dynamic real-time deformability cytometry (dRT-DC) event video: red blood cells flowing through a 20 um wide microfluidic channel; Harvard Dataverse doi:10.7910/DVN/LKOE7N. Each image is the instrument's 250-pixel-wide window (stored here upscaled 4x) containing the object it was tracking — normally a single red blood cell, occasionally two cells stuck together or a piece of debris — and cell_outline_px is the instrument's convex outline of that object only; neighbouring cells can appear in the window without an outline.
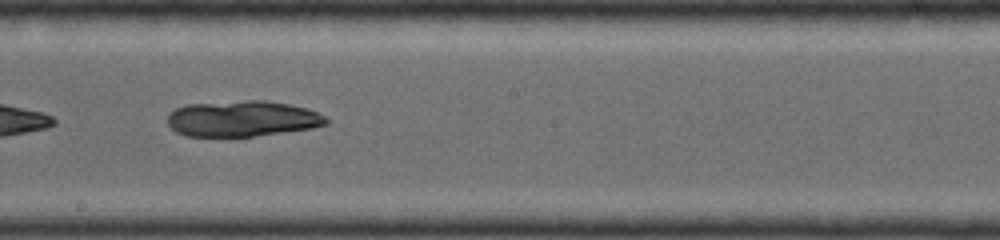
{"species": "common noctule bat (a hibernating species)", "species_latin": "Nyctalus noctula", "temperature_condition": "room temperature", "stored_images_in_passage": 17, "camera_frame_rate_fps": 4000, "um_per_image_px": 0.085, "animal": {"sex": "female", "body_mass_g": 19.0, "forearm_length_mm": 56.7}, "frame": {"image": 1, "passage_image": 8, "time_ms": 4.5, "image_size_px": [1000, 240], "cell_outline_px": [[328, 124], [312, 128], [252, 136], [184, 136], [176, 132], [168, 124], [168, 116], [176, 108], [188, 104], [248, 100], [264, 100], [288, 104], [308, 108], [324, 116], [328, 120]], "centroid_in_image_um": [20.6, 10.08], "position_along_channel_um": 227.6, "area_um2": 32.95}}